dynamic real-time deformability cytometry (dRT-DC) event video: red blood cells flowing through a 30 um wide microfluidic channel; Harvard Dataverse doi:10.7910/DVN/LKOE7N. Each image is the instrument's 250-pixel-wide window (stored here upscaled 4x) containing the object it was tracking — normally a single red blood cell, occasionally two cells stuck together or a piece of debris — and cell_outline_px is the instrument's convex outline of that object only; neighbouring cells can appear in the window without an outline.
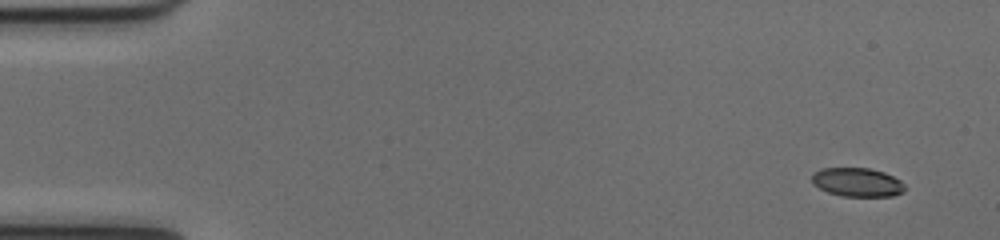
{"species": "common noctule bat (a hibernating species)", "species_latin": "Nyctalus noctula", "temperature_condition": "cold", "stored_images_in_passage": 52, "camera_frame_rate_fps": 3000, "um_per_image_px": 0.085, "animal": {"sex": "female", "body_mass_g": 17.0, "forearm_length_mm": 48.0}, "frame": {"image": 1, "passage_image": 3, "time_ms": 0.667, "image_size_px": [1000, 240], "cell_outline_px": [[904, 192], [892, 196], [840, 196], [828, 192], [812, 184], [812, 176], [820, 168], [868, 168], [884, 172], [900, 180], [904, 184]], "centroid_in_image_um": [72.87, 15.49], "position_along_channel_um": 12.1, "area_um2": 15.55}}
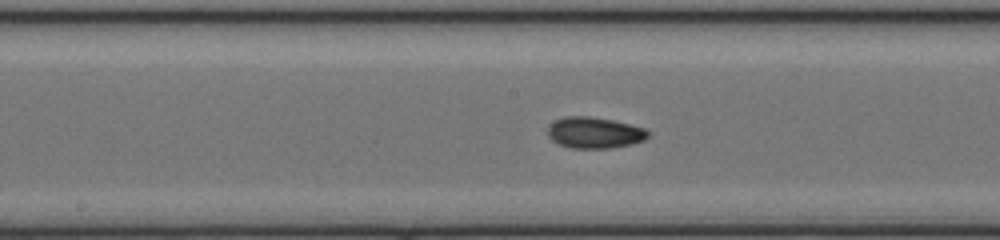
{"frame": {"image": 2, "passage_image": 27, "time_ms": 8.667, "image_size_px": [1000, 240], "cell_outline_px": [[648, 136], [644, 140], [632, 144], [612, 148], [572, 148], [556, 144], [548, 136], [548, 124], [556, 120], [568, 116], [588, 116], [612, 120], [644, 128], [648, 132]], "centroid_in_image_um": [50.49, 11.29], "position_along_channel_um": 197.7, "area_um2": 18.21}}
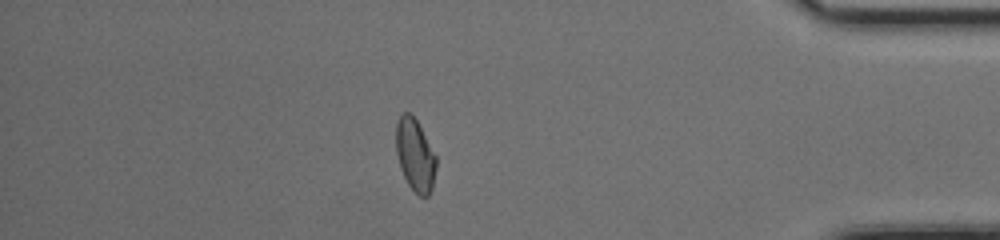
{"frame": {"image": 3, "passage_image": 45, "time_ms": 14.667, "image_size_px": [1000, 240], "cell_outline_px": [[436, 168], [432, 188], [428, 196], [420, 196], [408, 184], [400, 168], [396, 152], [396, 124], [400, 116], [404, 112], [412, 112], [436, 156]], "centroid_in_image_um": [35.28, 13.16], "position_along_channel_um": 399.9, "area_um2": 16.82}, "authors_computed_cell_mechanics": {"area_um2": 17.2533, "velocity_mm_per_s": 4.0088, "shape_relaxation_time_tau1_ms": 4.0455, "shape_relaxation_time_tau2_ms": 3.1956, "deformation_change_tau1": 0.1552, "deformation_change_tau2": 0.0774}}